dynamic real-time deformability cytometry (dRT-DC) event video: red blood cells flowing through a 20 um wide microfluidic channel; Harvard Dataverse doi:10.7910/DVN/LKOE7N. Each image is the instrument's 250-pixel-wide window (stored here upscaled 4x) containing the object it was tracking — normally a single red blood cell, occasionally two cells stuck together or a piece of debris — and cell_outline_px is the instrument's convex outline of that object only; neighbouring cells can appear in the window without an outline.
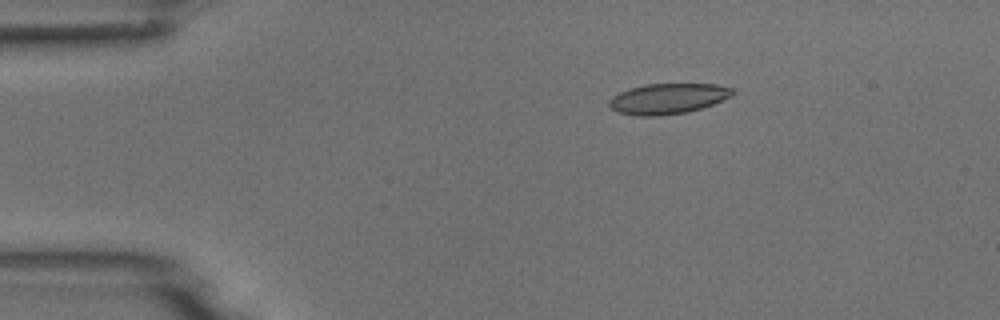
{"species": "common noctule bat (a hibernating species)", "species_latin": "Nyctalus noctula", "temperature_condition": "room temperature", "stored_images_in_passage": 6, "camera_frame_rate_fps": 3000, "um_per_image_px": 0.085, "animal": {"sex": "male", "body_mass_g": 18.8}, "frame": {"image": 1, "passage_image": 3, "time_ms": 2.333, "image_size_px": [1000, 320], "cell_outline_px": [[736, 92], [732, 96], [712, 104], [688, 112], [660, 116], [636, 116], [616, 112], [608, 104], [608, 100], [612, 96], [628, 88], [644, 84], [716, 84], [732, 88]], "centroid_in_image_um": [56.74, 8.39], "position_along_channel_um": 28.3, "area_um2": 22.14}}
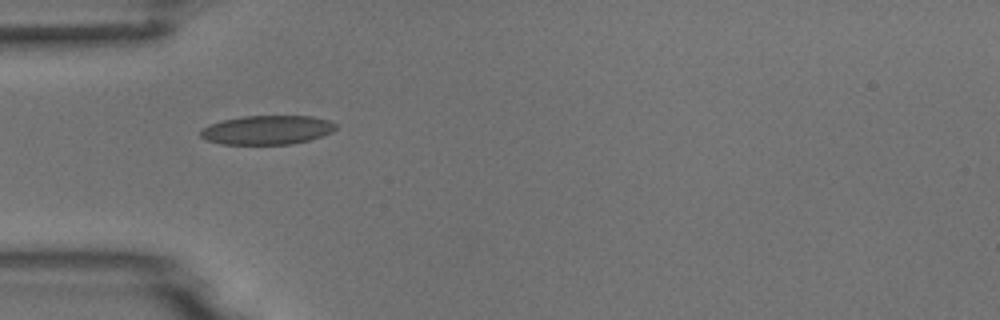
{"frame": {"image": 2, "passage_image": 5, "time_ms": 4.667, "image_size_px": [1000, 320], "cell_outline_px": [[336, 128], [332, 132], [308, 140], [292, 144], [220, 144], [208, 140], [200, 136], [200, 132], [208, 124], [220, 120], [244, 116], [312, 116], [328, 120], [336, 124]], "centroid_in_image_um": [22.68, 11.04], "position_along_channel_um": 62.3, "area_um2": 22.83}}